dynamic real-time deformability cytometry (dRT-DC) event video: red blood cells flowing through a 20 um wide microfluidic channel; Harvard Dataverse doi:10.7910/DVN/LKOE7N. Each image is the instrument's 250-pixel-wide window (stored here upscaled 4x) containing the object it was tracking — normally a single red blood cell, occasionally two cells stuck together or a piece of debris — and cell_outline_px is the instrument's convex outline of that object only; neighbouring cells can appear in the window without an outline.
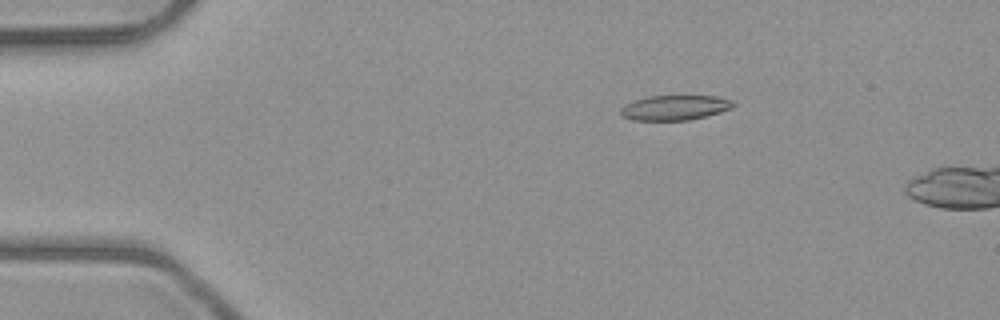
{"species": "common noctule bat (a hibernating species)", "species_latin": "Nyctalus noctula", "temperature_condition": "room temperature", "stored_images_in_passage": 4, "camera_frame_rate_fps": 3000, "um_per_image_px": 0.085, "animal": {"sex": "male", "body_mass_g": 23.1, "forearm_length_mm": 52.7}, "frame": {"image": 1, "passage_image": 2, "time_ms": 1.333, "image_size_px": [1000, 320], "cell_outline_px": [[736, 104], [732, 108], [708, 116], [688, 120], [632, 120], [620, 116], [620, 108], [624, 104], [648, 96], [716, 96], [732, 100]], "centroid_in_image_um": [57.35, 9.15], "position_along_channel_um": 27.6, "area_um2": 16.47}}